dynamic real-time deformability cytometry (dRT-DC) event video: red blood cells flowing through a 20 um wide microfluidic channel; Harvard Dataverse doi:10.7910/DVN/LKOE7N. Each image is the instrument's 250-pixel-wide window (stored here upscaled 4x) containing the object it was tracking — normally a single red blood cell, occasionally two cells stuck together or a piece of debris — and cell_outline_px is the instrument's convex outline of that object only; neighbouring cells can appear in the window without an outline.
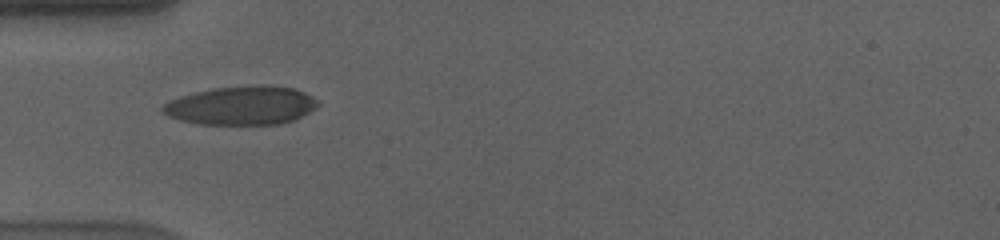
{"species": "human", "species_latin": "Homo sapiens", "temperature_condition": "cold", "stored_images_in_passage": 40, "camera_frame_rate_fps": 3000, "um_per_image_px": 0.085, "donor": {"sex": "male"}, "frame": {"image": 1, "passage_image": 1, "time_ms": 0.0, "image_size_px": [1000, 240], "cell_outline_px": [[320, 104], [316, 108], [296, 120], [280, 124], [196, 124], [180, 120], [168, 116], [160, 112], [160, 108], [168, 100], [180, 96], [212, 88], [260, 84], [292, 88], [304, 92], [312, 96]], "centroid_in_image_um": [20.51, 8.97], "position_along_channel_um": 64.5, "area_um2": 35.32}}
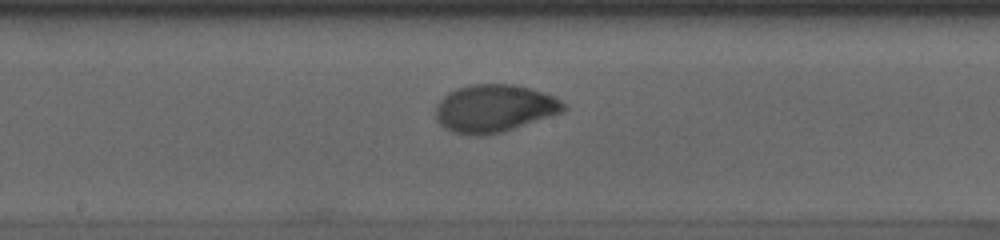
{"frame": {"image": 2, "passage_image": 13, "time_ms": 4.0, "image_size_px": [1000, 240], "cell_outline_px": [[568, 108], [564, 112], [500, 132], [484, 136], [468, 136], [452, 132], [444, 128], [436, 120], [436, 104], [448, 92], [456, 88], [468, 84], [516, 84], [544, 92], [556, 96], [568, 104]], "centroid_in_image_um": [42.03, 9.2], "position_along_channel_um": 206.2, "area_um2": 36.07}}
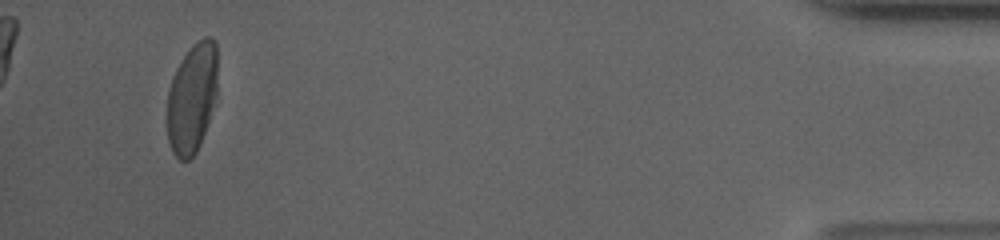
{"frame": {"image": 3, "passage_image": 37, "time_ms": 12.0, "image_size_px": [1000, 240], "cell_outline_px": [[216, 96], [200, 144], [196, 152], [188, 160], [180, 160], [172, 152], [168, 140], [164, 120], [168, 92], [176, 68], [180, 60], [192, 44], [204, 36], [212, 36], [216, 40]], "centroid_in_image_um": [16.27, 8.33], "position_along_channel_um": 418.9, "area_um2": 32.71}, "authors_computed_cell_mechanics": {"area_um2": 34.7667, "velocity_mm_per_s": 3.5673, "shape_relaxation_time_tau1_ms": 4.7966, "shape_relaxation_time_tau2_ms": null, "deformation_change_tau1": 0.187, "deformation_change_tau2": null}}